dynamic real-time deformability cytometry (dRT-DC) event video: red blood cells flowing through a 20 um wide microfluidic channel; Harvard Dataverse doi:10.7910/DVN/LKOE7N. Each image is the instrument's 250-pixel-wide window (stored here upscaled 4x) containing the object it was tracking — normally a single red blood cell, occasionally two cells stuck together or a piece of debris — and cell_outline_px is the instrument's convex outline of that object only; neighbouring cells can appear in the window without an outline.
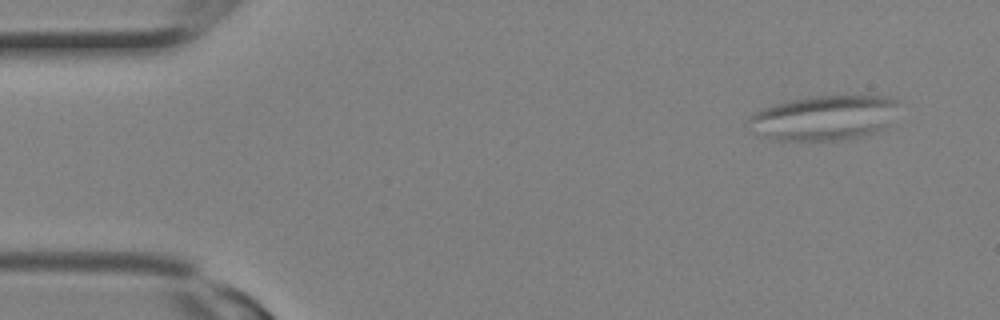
{"species": "Egyptian fruit bat (a non-hibernating species)", "species_latin": "Rousettus aegyptiacus", "temperature_condition": "room temperature", "stored_images_in_passage": 3, "camera_frame_rate_fps": 3000, "um_per_image_px": 0.085, "animal": {"sex": "female"}, "frame": {"image": 1, "passage_image": 1, "time_ms": 0.0, "image_size_px": [1000, 320], "cell_outline_px": [[900, 100], [888, 128], [852, 140], [776, 140], [764, 136], [748, 120], [748, 116], [752, 112], [776, 104], [792, 100], [812, 96], [888, 96]], "centroid_in_image_um": [70.16, 10.01], "position_along_channel_um": 14.8, "area_um2": 39.19}}